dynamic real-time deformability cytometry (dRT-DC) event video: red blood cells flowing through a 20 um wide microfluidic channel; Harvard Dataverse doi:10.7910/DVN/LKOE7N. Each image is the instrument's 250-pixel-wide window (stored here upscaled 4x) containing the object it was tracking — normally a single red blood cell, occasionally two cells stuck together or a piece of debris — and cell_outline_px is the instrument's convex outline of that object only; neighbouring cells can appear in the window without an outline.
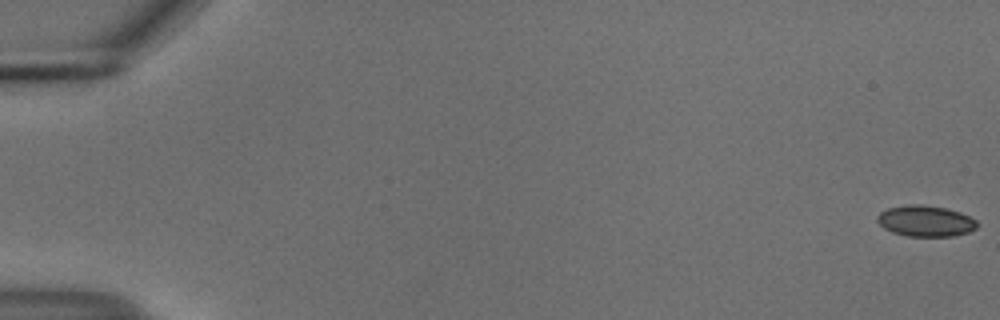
{"species": "common noctule bat (a hibernating species)", "species_latin": "Nyctalus noctula", "temperature_condition": "cold", "stored_images_in_passage": 21, "camera_frame_rate_fps": 3000, "um_per_image_px": 0.085, "animal": {"sex": "male", "body_mass_g": 18.8}, "frame": {"image": 1, "passage_image": 1, "time_ms": 0.0, "image_size_px": [1000, 320], "cell_outline_px": [[976, 228], [968, 232], [952, 236], [908, 236], [892, 232], [884, 228], [876, 220], [876, 216], [880, 212], [888, 208], [912, 204], [920, 204], [944, 208], [960, 212], [976, 220]], "centroid_in_image_um": [78.64, 18.78], "position_along_channel_um": 6.4, "area_um2": 17.86}}